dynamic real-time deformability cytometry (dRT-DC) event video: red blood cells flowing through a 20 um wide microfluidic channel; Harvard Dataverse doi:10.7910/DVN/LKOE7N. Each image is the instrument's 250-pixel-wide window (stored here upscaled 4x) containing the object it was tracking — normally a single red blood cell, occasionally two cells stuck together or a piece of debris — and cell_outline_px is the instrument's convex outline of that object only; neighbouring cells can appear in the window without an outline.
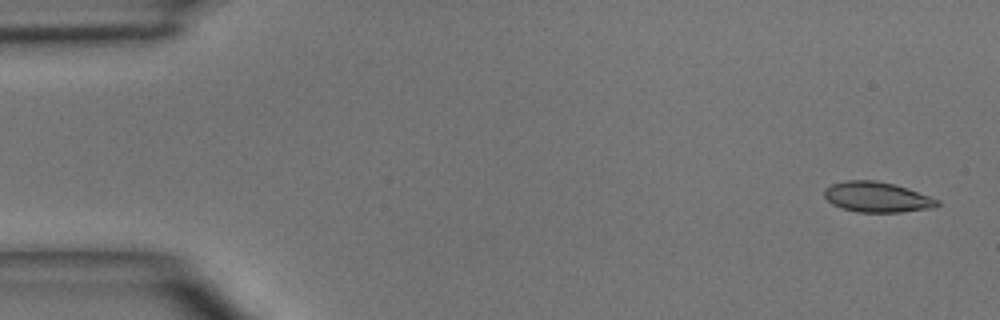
{"species": "common noctule bat (a hibernating species)", "species_latin": "Nyctalus noctula", "temperature_condition": "room temperature", "stored_images_in_passage": 3, "camera_frame_rate_fps": 3000, "um_per_image_px": 0.085, "animal": {"sex": "male", "body_mass_g": 15.6}, "frame": {"image": 1, "passage_image": 1, "time_ms": 0.0, "image_size_px": [1000, 320], "cell_outline_px": [[940, 204], [936, 208], [900, 212], [856, 212], [832, 204], [824, 196], [824, 188], [832, 184], [844, 180], [876, 180], [908, 188], [940, 200]], "centroid_in_image_um": [74.57, 16.75], "position_along_channel_um": 10.4, "area_um2": 20.06}}